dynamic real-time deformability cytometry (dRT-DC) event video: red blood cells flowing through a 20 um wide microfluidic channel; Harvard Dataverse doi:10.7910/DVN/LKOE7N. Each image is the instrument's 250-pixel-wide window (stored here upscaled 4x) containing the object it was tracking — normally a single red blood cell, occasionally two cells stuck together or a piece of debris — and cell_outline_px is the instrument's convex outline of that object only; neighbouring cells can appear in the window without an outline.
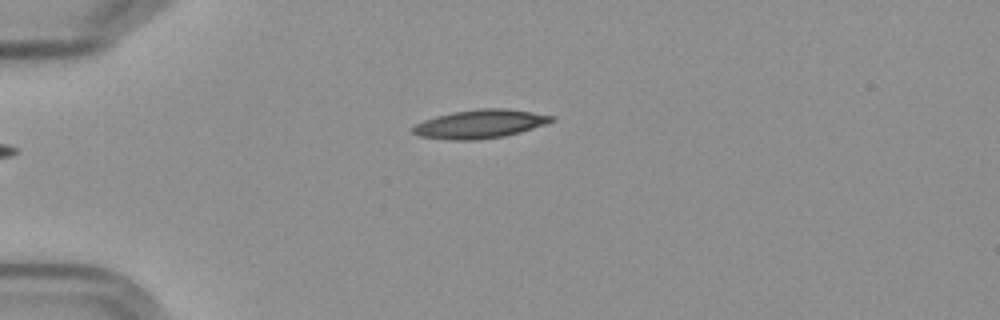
{"species": "Egyptian fruit bat (a non-hibernating species)", "species_latin": "Rousettus aegyptiacus", "temperature_condition": "cold", "stored_images_in_passage": 4, "camera_frame_rate_fps": 3000, "um_per_image_px": 0.085, "frame": {"image": 1, "passage_image": 4, "time_ms": 4.667, "image_size_px": [1000, 320], "cell_outline_px": [[556, 120], [520, 132], [504, 136], [476, 140], [448, 140], [420, 136], [412, 132], [412, 128], [416, 124], [424, 120], [436, 116], [452, 112], [480, 108], [508, 108], [556, 116]], "centroid_in_image_um": [40.81, 10.53], "position_along_channel_um": 44.2, "area_um2": 23.12}}